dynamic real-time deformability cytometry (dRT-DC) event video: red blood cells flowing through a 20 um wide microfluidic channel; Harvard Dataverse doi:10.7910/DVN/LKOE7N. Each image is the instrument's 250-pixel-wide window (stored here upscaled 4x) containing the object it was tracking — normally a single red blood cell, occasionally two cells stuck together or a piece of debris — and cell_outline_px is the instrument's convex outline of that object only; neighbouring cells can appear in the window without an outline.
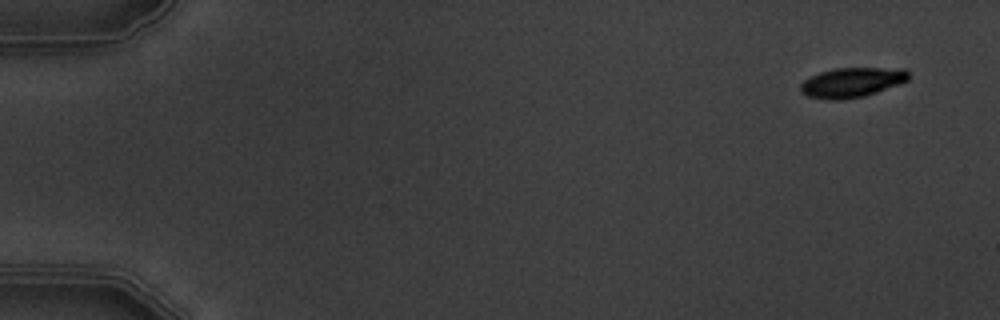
{"species": "common noctule bat (a hibernating species)", "species_latin": "Nyctalus noctula", "temperature_condition": "warm", "stored_images_in_passage": 5, "camera_frame_rate_fps": 3000, "um_per_image_px": 0.085, "animal": {"sex": "male", "body_mass_g": 19.5, "forearm_length_mm": 54.6}, "frame": {"image": 1, "passage_image": 1, "time_ms": 0.0, "image_size_px": [1000, 320], "cell_outline_px": [[908, 80], [900, 84], [864, 96], [840, 100], [828, 100], [808, 96], [800, 92], [800, 84], [804, 80], [820, 72], [836, 68], [904, 68], [908, 72]], "centroid_in_image_um": [72.4, 7.01], "position_along_channel_um": 12.6, "area_um2": 18.73}}
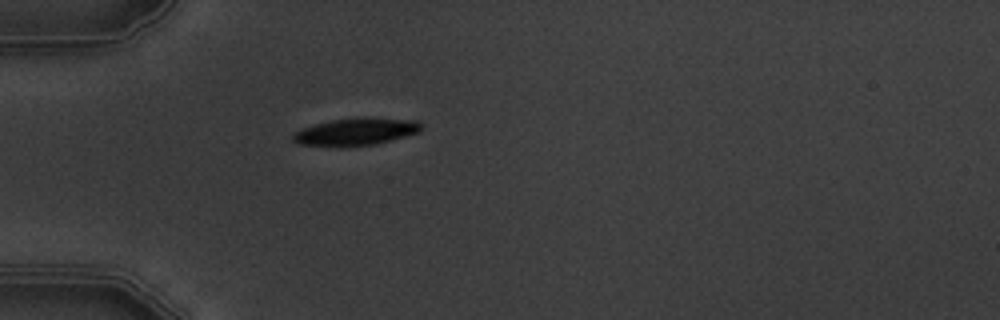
{"frame": {"image": 2, "passage_image": 5, "time_ms": 4.667, "image_size_px": [1000, 320], "cell_outline_px": [[424, 128], [420, 132], [372, 144], [300, 144], [292, 140], [292, 136], [296, 132], [304, 128], [316, 124], [332, 120], [360, 116], [420, 120]], "centroid_in_image_um": [30.38, 11.12], "position_along_channel_um": 54.6, "area_um2": 19.71}}